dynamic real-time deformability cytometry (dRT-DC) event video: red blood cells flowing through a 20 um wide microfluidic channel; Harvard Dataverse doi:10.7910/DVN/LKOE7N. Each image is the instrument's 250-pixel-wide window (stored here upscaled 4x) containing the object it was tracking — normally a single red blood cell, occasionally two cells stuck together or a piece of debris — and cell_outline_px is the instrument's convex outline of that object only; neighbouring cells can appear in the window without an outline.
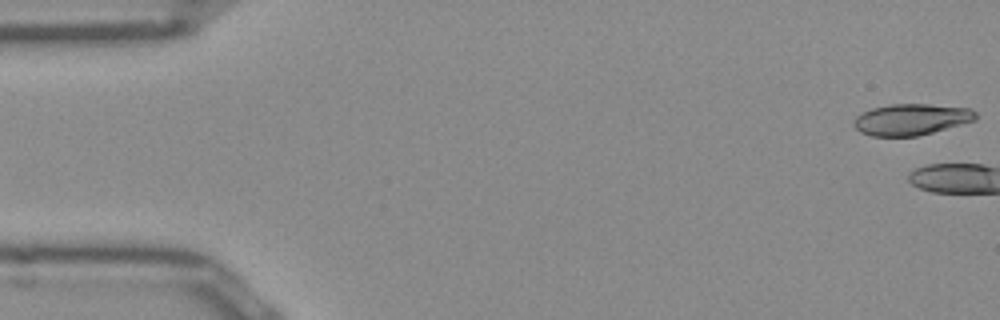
{"species": "Egyptian fruit bat (a non-hibernating species)", "species_latin": "Rousettus aegyptiacus", "temperature_condition": "room temperature", "stored_images_in_passage": 2, "camera_frame_rate_fps": 3000, "um_per_image_px": 0.085, "frame": {"image": 1, "passage_image": 1, "time_ms": 0.0, "image_size_px": [1000, 320], "cell_outline_px": [[976, 120], [932, 132], [916, 136], [872, 136], [860, 132], [852, 124], [856, 116], [872, 108], [892, 104], [928, 104], [968, 108], [976, 112]], "centroid_in_image_um": [77.43, 10.15], "position_along_channel_um": 7.6, "area_um2": 22.02}}